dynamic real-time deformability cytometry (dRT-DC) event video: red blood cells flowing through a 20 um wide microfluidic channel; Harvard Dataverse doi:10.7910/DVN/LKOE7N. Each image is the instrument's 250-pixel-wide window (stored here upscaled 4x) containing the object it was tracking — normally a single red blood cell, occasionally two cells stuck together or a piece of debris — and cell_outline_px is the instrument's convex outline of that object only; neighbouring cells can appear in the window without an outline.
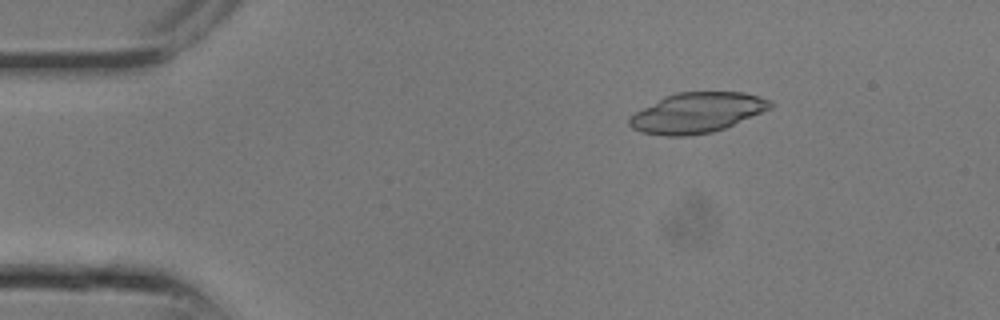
{"species": "common noctule bat (a hibernating species)", "species_latin": "Nyctalus noctula", "temperature_condition": "room temperature", "stored_images_in_passage": 6, "camera_frame_rate_fps": 3000, "um_per_image_px": 0.085, "animal": {"sex": "male", "body_mass_g": 13.3}, "frame": {"image": 1, "passage_image": 1, "time_ms": 0.0, "image_size_px": [1000, 320], "cell_outline_px": [[776, 104], [772, 108], [724, 128], [712, 132], [688, 136], [664, 136], [640, 132], [632, 128], [628, 124], [628, 116], [664, 96], [676, 92], [744, 92], [772, 100]], "centroid_in_image_um": [59.24, 9.58], "position_along_channel_um": 25.8, "area_um2": 33.18}}